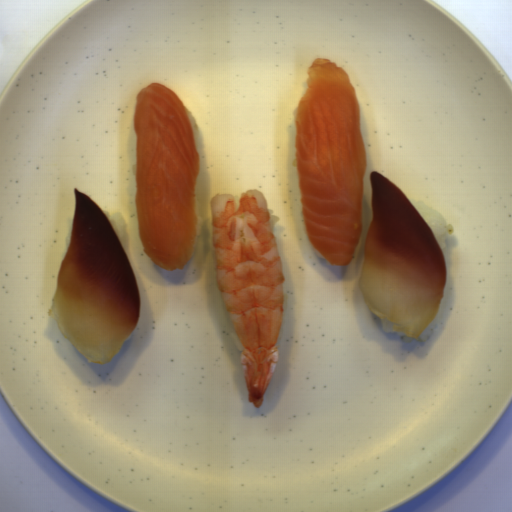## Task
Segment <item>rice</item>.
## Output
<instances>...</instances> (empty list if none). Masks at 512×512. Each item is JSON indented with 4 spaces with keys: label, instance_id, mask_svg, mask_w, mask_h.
<instances>
[{
    "label": "rice",
    "instance_id": "1",
    "mask_svg": "<svg viewBox=\"0 0 512 512\" xmlns=\"http://www.w3.org/2000/svg\"><path fill=\"white\" fill-rule=\"evenodd\" d=\"M416 211L431 229L440 249L445 248L450 235H453L454 228L449 226L443 215L426 205L423 202L409 199Z\"/></svg>",
    "mask_w": 512,
    "mask_h": 512
},
{
    "label": "rice",
    "instance_id": "2",
    "mask_svg": "<svg viewBox=\"0 0 512 512\" xmlns=\"http://www.w3.org/2000/svg\"><path fill=\"white\" fill-rule=\"evenodd\" d=\"M107 220L109 221L113 231L115 232L121 246L123 247L124 241L127 234V224L123 215L120 212L112 213L110 216L109 212L103 211Z\"/></svg>",
    "mask_w": 512,
    "mask_h": 512
},
{
    "label": "rice",
    "instance_id": "3",
    "mask_svg": "<svg viewBox=\"0 0 512 512\" xmlns=\"http://www.w3.org/2000/svg\"><path fill=\"white\" fill-rule=\"evenodd\" d=\"M379 321H380L382 330L385 331L386 333L397 334V335L403 337L404 342H406V343L414 340V338H410L403 333L395 332L393 329V326L396 324L394 322H392L391 320H389L385 317H379Z\"/></svg>",
    "mask_w": 512,
    "mask_h": 512
},
{
    "label": "rice",
    "instance_id": "4",
    "mask_svg": "<svg viewBox=\"0 0 512 512\" xmlns=\"http://www.w3.org/2000/svg\"><path fill=\"white\" fill-rule=\"evenodd\" d=\"M184 108H185V110H186V112L188 114V117H189L191 125H192L193 137H194V145H195V149H197L198 148V142H199V134H198L197 122H196L194 116L188 110V108L186 106H184Z\"/></svg>",
    "mask_w": 512,
    "mask_h": 512
},
{
    "label": "rice",
    "instance_id": "5",
    "mask_svg": "<svg viewBox=\"0 0 512 512\" xmlns=\"http://www.w3.org/2000/svg\"><path fill=\"white\" fill-rule=\"evenodd\" d=\"M436 328L435 320L432 318L426 329L423 331V333L420 335L419 338H416L418 342H425L427 340V337L432 335V330Z\"/></svg>",
    "mask_w": 512,
    "mask_h": 512
},
{
    "label": "rice",
    "instance_id": "6",
    "mask_svg": "<svg viewBox=\"0 0 512 512\" xmlns=\"http://www.w3.org/2000/svg\"><path fill=\"white\" fill-rule=\"evenodd\" d=\"M196 206V216H197V224H196V232H195V238L200 235L202 227H203V218L200 214L199 205L198 202L195 201Z\"/></svg>",
    "mask_w": 512,
    "mask_h": 512
},
{
    "label": "rice",
    "instance_id": "7",
    "mask_svg": "<svg viewBox=\"0 0 512 512\" xmlns=\"http://www.w3.org/2000/svg\"><path fill=\"white\" fill-rule=\"evenodd\" d=\"M231 339H232L236 349H238L239 351H241L243 353L244 347L240 341V338H239L236 330L232 332Z\"/></svg>",
    "mask_w": 512,
    "mask_h": 512
},
{
    "label": "rice",
    "instance_id": "8",
    "mask_svg": "<svg viewBox=\"0 0 512 512\" xmlns=\"http://www.w3.org/2000/svg\"><path fill=\"white\" fill-rule=\"evenodd\" d=\"M267 211H268L271 227H272V230H273V229H275L276 224H277V222L279 221L280 218H278L277 216H274L273 210L267 209Z\"/></svg>",
    "mask_w": 512,
    "mask_h": 512
},
{
    "label": "rice",
    "instance_id": "9",
    "mask_svg": "<svg viewBox=\"0 0 512 512\" xmlns=\"http://www.w3.org/2000/svg\"><path fill=\"white\" fill-rule=\"evenodd\" d=\"M312 247H313V250H314L315 255H317L318 257H320V258H322V259H324L325 264H326L327 266H331V264L327 261V259H326V258H325V257H324V256H323V255H322V254H321V253H320V252H319V251H318V250H317L313 245H312Z\"/></svg>",
    "mask_w": 512,
    "mask_h": 512
}]
</instances>
